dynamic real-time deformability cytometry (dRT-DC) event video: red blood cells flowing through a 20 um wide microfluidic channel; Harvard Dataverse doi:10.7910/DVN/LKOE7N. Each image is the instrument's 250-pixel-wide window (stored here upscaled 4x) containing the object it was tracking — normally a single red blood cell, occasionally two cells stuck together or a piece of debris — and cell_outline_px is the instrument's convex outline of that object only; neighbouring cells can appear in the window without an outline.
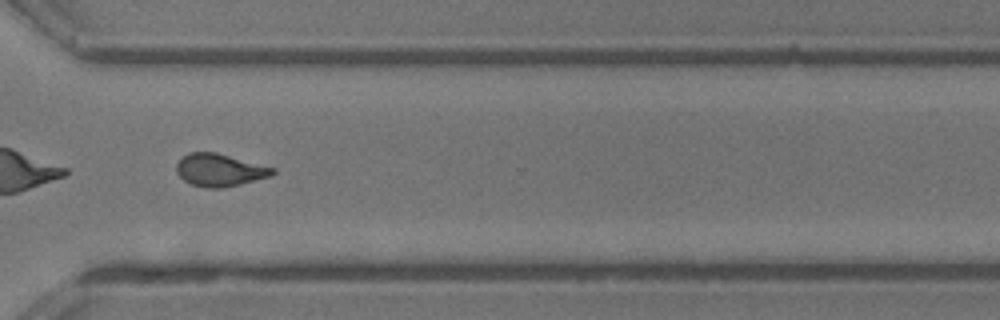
{"species": "common noctule bat (a hibernating species)", "species_latin": "Nyctalus noctula", "temperature_condition": "room temperature", "stored_images_in_passage": 46, "camera_frame_rate_fps": 3000, "um_per_image_px": 0.085, "animal": {"sex": "male", "body_mass_g": 13.3}, "frame": {"image": 1, "passage_image": 33, "time_ms": 10.667, "image_size_px": [1000, 320], "cell_outline_px": [[276, 172], [272, 176], [224, 188], [208, 188], [192, 184], [184, 180], [176, 172], [176, 164], [188, 152], [216, 152], [276, 168]], "centroid_in_image_um": [18.7, 14.45], "position_along_channel_um": 351.9, "area_um2": 18.26}, "authors_computed_cell_mechanics": {"area_um2": 18.6694, "velocity_mm_per_s": 4.38, "shape_relaxation_time_tau1_ms": 6.5949, "shape_relaxation_time_tau2_ms": 1.8676, "deformation_change_tau1": 0.1627, "deformation_change_tau2": 0.0949}}